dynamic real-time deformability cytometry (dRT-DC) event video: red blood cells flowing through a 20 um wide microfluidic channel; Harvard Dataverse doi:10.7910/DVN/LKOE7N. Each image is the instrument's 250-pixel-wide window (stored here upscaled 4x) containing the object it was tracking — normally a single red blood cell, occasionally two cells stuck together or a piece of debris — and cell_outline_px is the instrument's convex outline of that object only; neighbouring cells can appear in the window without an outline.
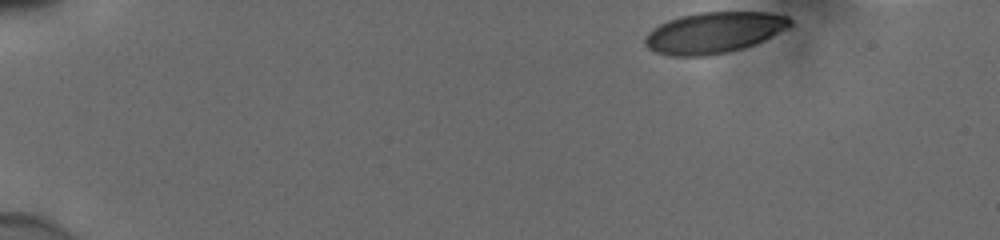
{"species": "human", "species_latin": "Homo sapiens", "temperature_condition": "cold", "stored_images_in_passage": 42, "camera_frame_rate_fps": 3000, "um_per_image_px": 0.085, "donor": {"sex": "male"}, "frame": {"image": 1, "passage_image": 1, "time_ms": 0.0, "image_size_px": [1000, 240], "cell_outline_px": [[792, 24], [788, 28], [756, 44], [744, 48], [728, 52], [708, 56], [668, 56], [656, 52], [648, 48], [644, 44], [644, 36], [652, 28], [668, 20], [680, 16], [700, 12], [768, 12], [788, 16], [792, 20]], "centroid_in_image_um": [60.68, 2.78], "position_along_channel_um": 24.3, "area_um2": 35.08}}
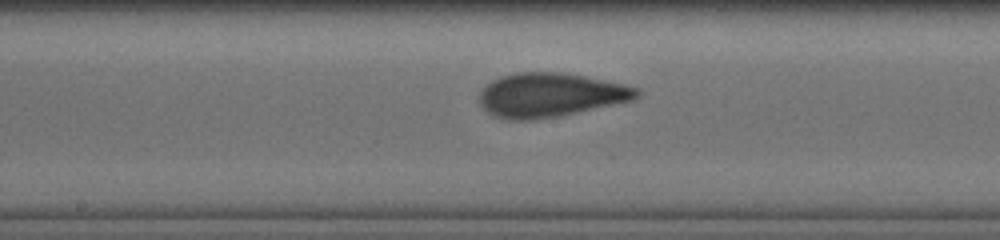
{"frame": {"image": 2, "passage_image": 24, "time_ms": 7.667, "image_size_px": [1000, 240], "cell_outline_px": [[640, 96], [632, 100], [560, 116], [532, 120], [512, 120], [492, 116], [480, 104], [480, 92], [492, 80], [500, 76], [516, 72], [564, 72], [624, 84], [640, 88]], "centroid_in_image_um": [46.78, 8.07], "position_along_channel_um": 201.4, "area_um2": 40.4}}
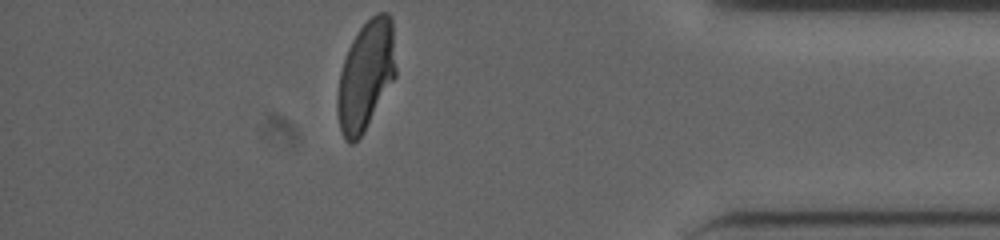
{"frame": {"image": 3, "passage_image": 42, "time_ms": 13.667, "image_size_px": [1000, 240], "cell_outline_px": [[396, 76], [364, 132], [352, 144], [348, 144], [344, 140], [340, 128], [336, 108], [336, 100], [340, 72], [348, 48], [352, 40], [360, 28], [376, 12], [388, 12], [392, 20], [396, 68]], "centroid_in_image_um": [31.09, 6.43], "position_along_channel_um": 404.1, "area_um2": 37.28}, "authors_computed_cell_mechanics": {"area_um2": 38.6971, "velocity_mm_per_s": 3.8532, "shape_relaxation_time_tau1_ms": 5.5708, "shape_relaxation_time_tau2_ms": 0.8384, "deformation_change_tau1": 0.1666, "deformation_change_tau2": 0.0642}}